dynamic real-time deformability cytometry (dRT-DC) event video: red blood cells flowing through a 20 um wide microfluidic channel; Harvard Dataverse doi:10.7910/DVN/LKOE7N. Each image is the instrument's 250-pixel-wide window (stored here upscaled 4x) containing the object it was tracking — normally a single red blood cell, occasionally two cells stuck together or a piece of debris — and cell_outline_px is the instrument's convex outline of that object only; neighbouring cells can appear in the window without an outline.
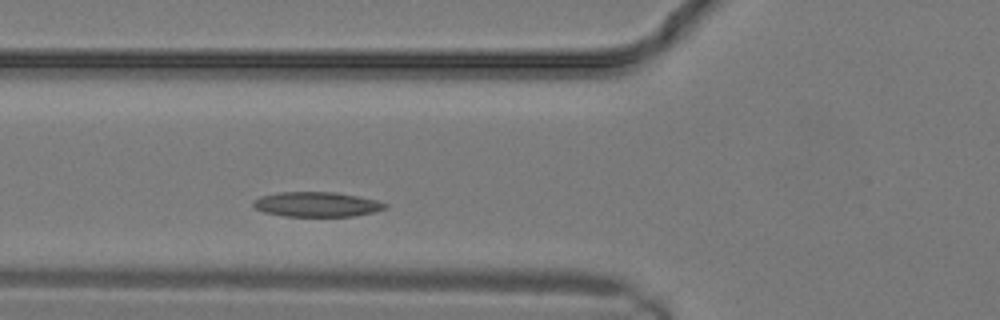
{"species": "common noctule bat (a hibernating species)", "species_latin": "Nyctalus noctula", "temperature_condition": "warm", "stored_images_in_passage": 3, "camera_frame_rate_fps": 3000, "um_per_image_px": 0.085, "animal": {"sex": "male", "body_mass_g": 19.2, "forearm_length_mm": 51.8}, "frame": {"image": 1, "passage_image": 3, "time_ms": 0.667, "image_size_px": [1000, 320], "cell_outline_px": [[388, 208], [376, 212], [352, 216], [284, 216], [264, 212], [256, 208], [252, 204], [260, 196], [280, 192], [336, 192], [376, 200], [388, 204]], "centroid_in_image_um": [26.96, 17.37], "position_along_channel_um": 98.8, "area_um2": 19.02}}